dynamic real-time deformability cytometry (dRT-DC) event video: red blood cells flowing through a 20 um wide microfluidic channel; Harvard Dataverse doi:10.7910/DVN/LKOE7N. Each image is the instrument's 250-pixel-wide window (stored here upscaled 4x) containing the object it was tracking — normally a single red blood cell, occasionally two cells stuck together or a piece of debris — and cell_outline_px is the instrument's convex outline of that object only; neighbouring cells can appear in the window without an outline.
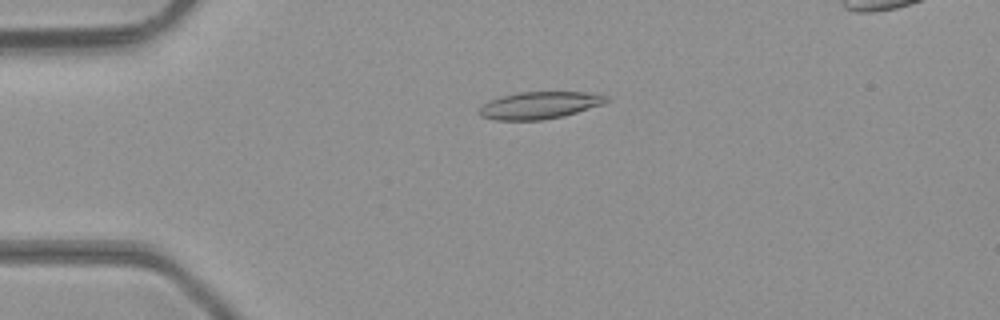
{"species": "common noctule bat (a hibernating species)", "species_latin": "Nyctalus noctula", "temperature_condition": "room temperature", "stored_images_in_passage": 48, "camera_frame_rate_fps": 3000, "um_per_image_px": 0.085, "animal": {"sex": "male", "body_mass_g": 23.1, "forearm_length_mm": 52.7}, "frame": {"image": 1, "passage_image": 12, "time_ms": 3.667, "image_size_px": [1000, 320], "cell_outline_px": [[608, 100], [604, 104], [576, 112], [544, 120], [496, 120], [480, 116], [480, 104], [488, 100], [500, 96], [520, 92], [584, 92], [608, 96]], "centroid_in_image_um": [45.81, 8.94], "position_along_channel_um": 39.2, "area_um2": 20.06}}
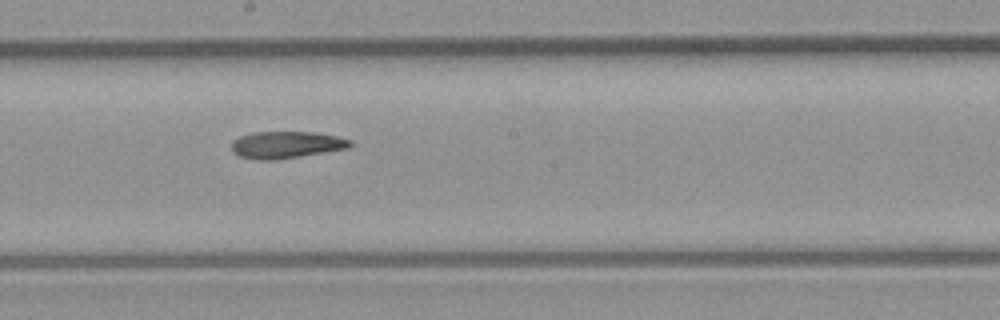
{"frame": {"image": 2, "passage_image": 27, "time_ms": 8.667, "image_size_px": [1000, 320], "cell_outline_px": [[352, 144], [348, 148], [272, 160], [256, 160], [240, 156], [232, 152], [232, 140], [240, 136], [252, 132], [312, 132], [336, 136], [352, 140]], "centroid_in_image_um": [24.29, 12.3], "position_along_channel_um": 223.9, "area_um2": 18.44}}
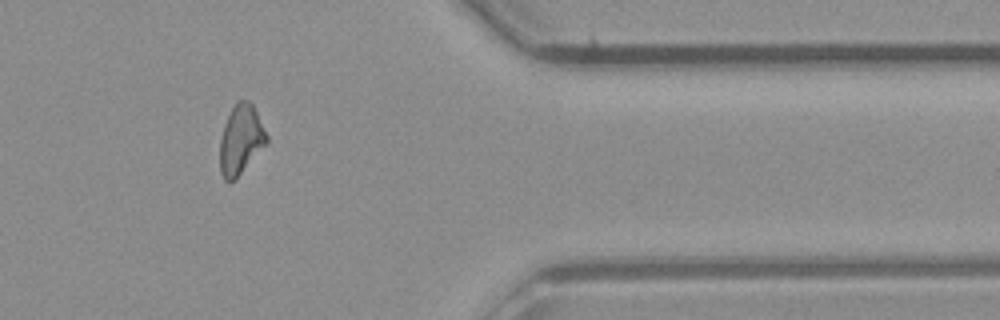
{"frame": {"image": 3, "passage_image": 40, "time_ms": 13.0, "image_size_px": [1000, 320], "cell_outline_px": [[268, 144], [236, 180], [228, 184], [224, 180], [220, 172], [220, 140], [224, 124], [232, 108], [240, 100], [248, 100], [252, 104], [268, 136]], "centroid_in_image_um": [20.48, 11.96], "position_along_channel_um": 390.9, "area_um2": 19.19}}